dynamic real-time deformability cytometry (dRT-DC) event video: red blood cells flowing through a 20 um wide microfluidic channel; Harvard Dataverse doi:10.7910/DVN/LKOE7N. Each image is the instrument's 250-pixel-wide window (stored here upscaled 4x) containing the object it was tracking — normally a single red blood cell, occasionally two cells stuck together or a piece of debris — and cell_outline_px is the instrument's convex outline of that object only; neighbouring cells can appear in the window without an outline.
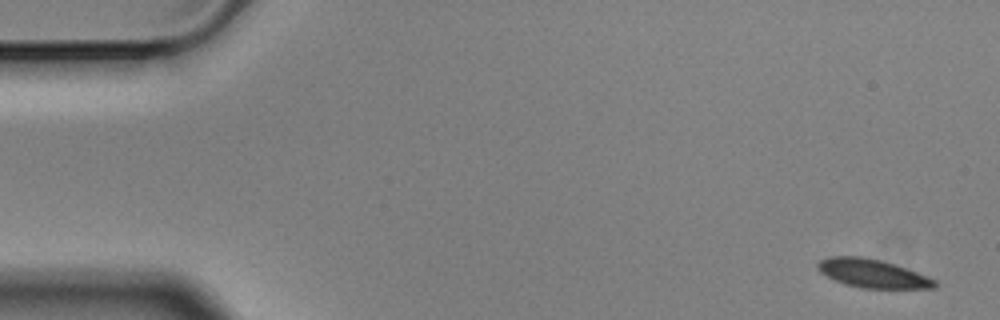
{"species": "Egyptian fruit bat (a non-hibernating species)", "species_latin": "Rousettus aegyptiacus", "temperature_condition": "cold", "stored_images_in_passage": 5, "segment_of_instrument_passage": [1, 2], "camera_frame_rate_fps": 3000, "um_per_image_px": 0.085, "animal": {"sex": "male"}, "frame": {"image": 1, "passage_image": 1, "time_ms": 0.0, "image_size_px": [1000, 320], "cell_outline_px": [[940, 284], [936, 288], [860, 288], [844, 284], [820, 272], [816, 268], [816, 264], [820, 260], [828, 256], [864, 256], [880, 260], [908, 268], [936, 280]], "centroid_in_image_um": [74.18, 23.24], "position_along_channel_um": 10.8, "area_um2": 19.59}}